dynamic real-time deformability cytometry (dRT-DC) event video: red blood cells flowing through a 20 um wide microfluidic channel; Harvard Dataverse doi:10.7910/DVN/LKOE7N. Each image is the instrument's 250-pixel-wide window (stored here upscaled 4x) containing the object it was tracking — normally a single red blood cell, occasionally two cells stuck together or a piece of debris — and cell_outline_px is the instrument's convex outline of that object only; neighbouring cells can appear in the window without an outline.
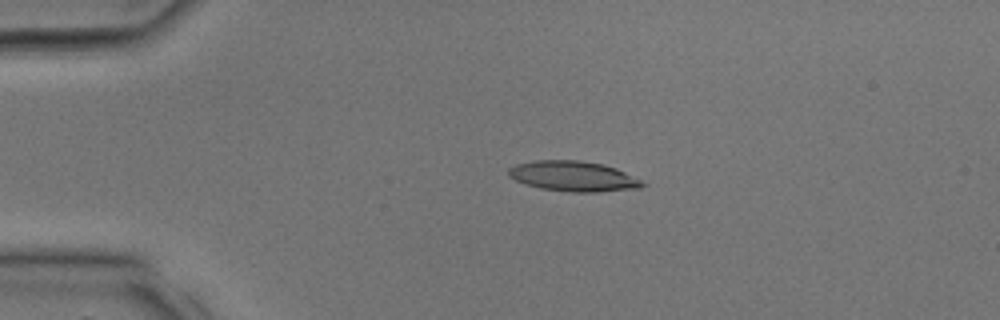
{"species": "common noctule bat (a hibernating species)", "species_latin": "Nyctalus noctula", "temperature_condition": "room temperature", "stored_images_in_passage": 12, "camera_frame_rate_fps": 3000, "um_per_image_px": 0.085, "animal": {"sex": "male", "body_mass_g": 17.9, "forearm_length_mm": 54.2}, "frame": {"image": 1, "passage_image": 7, "time_ms": 2.0, "image_size_px": [1000, 320], "cell_outline_px": [[648, 184], [640, 188], [600, 192], [572, 192], [540, 188], [524, 184], [508, 176], [508, 168], [516, 164], [536, 160], [580, 160], [604, 164], [616, 168]], "centroid_in_image_um": [48.73, 14.98], "position_along_channel_um": 36.3, "area_um2": 23.7}}